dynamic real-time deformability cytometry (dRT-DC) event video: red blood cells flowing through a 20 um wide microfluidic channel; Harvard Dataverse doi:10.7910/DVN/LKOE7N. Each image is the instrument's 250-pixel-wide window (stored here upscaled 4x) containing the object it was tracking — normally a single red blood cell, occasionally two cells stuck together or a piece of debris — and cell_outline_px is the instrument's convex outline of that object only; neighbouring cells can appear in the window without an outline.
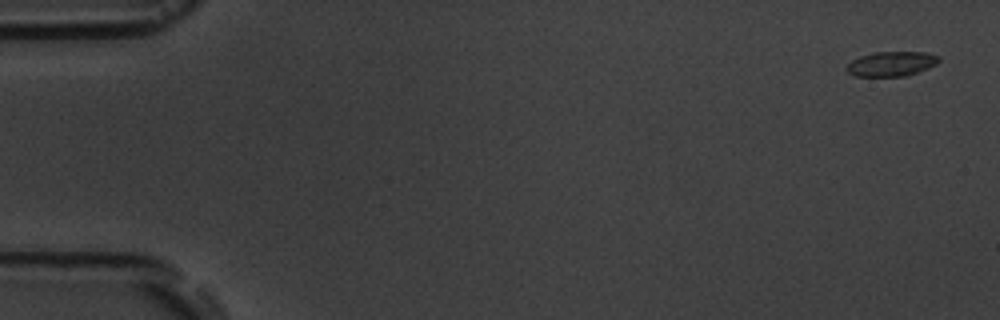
{"species": "common noctule bat (a hibernating species)", "species_latin": "Nyctalus noctula", "temperature_condition": "room temperature", "stored_images_in_passage": 6, "camera_frame_rate_fps": 3000, "um_per_image_px": 0.085, "animal": {"sex": "male", "body_mass_g": 19.5, "forearm_length_mm": 54.6}, "frame": {"image": 1, "passage_image": 1, "time_ms": 0.0, "image_size_px": [1000, 320], "cell_outline_px": [[940, 60], [936, 64], [928, 68], [908, 76], [852, 76], [844, 68], [852, 60], [860, 56], [872, 52], [924, 52], [940, 56]], "centroid_in_image_um": [75.76, 5.43], "position_along_channel_um": 9.2, "area_um2": 13.41}}
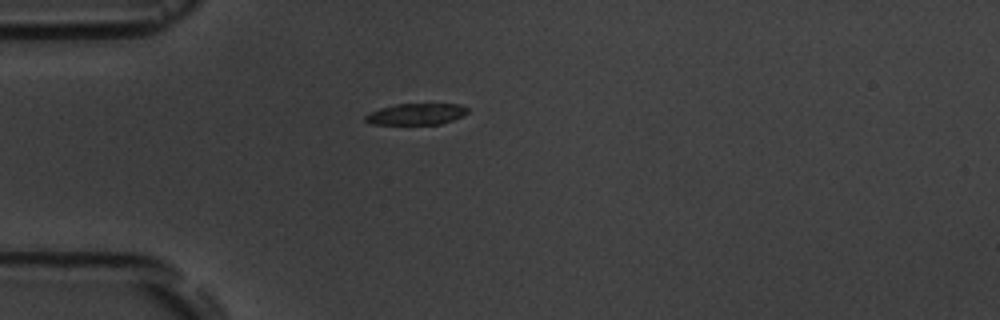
{"frame": {"image": 2, "passage_image": 5, "time_ms": 4.667, "image_size_px": [1000, 320], "cell_outline_px": [[468, 112], [464, 116], [440, 124], [372, 124], [364, 120], [364, 116], [368, 112], [380, 108], [396, 104], [460, 104], [468, 108]], "centroid_in_image_um": [35.37, 9.69], "position_along_channel_um": 49.6, "area_um2": 12.77}}